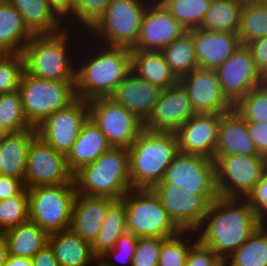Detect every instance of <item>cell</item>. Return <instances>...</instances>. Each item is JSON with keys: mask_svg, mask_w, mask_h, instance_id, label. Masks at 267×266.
I'll use <instances>...</instances> for the list:
<instances>
[{"mask_svg": "<svg viewBox=\"0 0 267 266\" xmlns=\"http://www.w3.org/2000/svg\"><path fill=\"white\" fill-rule=\"evenodd\" d=\"M88 105L89 118L112 147L129 148L144 129L143 122L111 97L90 100Z\"/></svg>", "mask_w": 267, "mask_h": 266, "instance_id": "7c38bea8", "label": "cell"}, {"mask_svg": "<svg viewBox=\"0 0 267 266\" xmlns=\"http://www.w3.org/2000/svg\"><path fill=\"white\" fill-rule=\"evenodd\" d=\"M246 125L258 154L267 159V122H246Z\"/></svg>", "mask_w": 267, "mask_h": 266, "instance_id": "681fc988", "label": "cell"}, {"mask_svg": "<svg viewBox=\"0 0 267 266\" xmlns=\"http://www.w3.org/2000/svg\"><path fill=\"white\" fill-rule=\"evenodd\" d=\"M186 30L156 0H152L144 12L141 30L131 50L162 51Z\"/></svg>", "mask_w": 267, "mask_h": 266, "instance_id": "ac0fdd59", "label": "cell"}, {"mask_svg": "<svg viewBox=\"0 0 267 266\" xmlns=\"http://www.w3.org/2000/svg\"><path fill=\"white\" fill-rule=\"evenodd\" d=\"M101 46L102 44L96 46L98 52L94 48L93 56L85 57L88 58L85 59L86 62L82 61L75 69L76 96L88 102L96 98L111 97L117 86L132 71L131 49Z\"/></svg>", "mask_w": 267, "mask_h": 266, "instance_id": "7a4b0ae2", "label": "cell"}, {"mask_svg": "<svg viewBox=\"0 0 267 266\" xmlns=\"http://www.w3.org/2000/svg\"><path fill=\"white\" fill-rule=\"evenodd\" d=\"M164 240L156 237H140L131 266H158Z\"/></svg>", "mask_w": 267, "mask_h": 266, "instance_id": "ee69618b", "label": "cell"}, {"mask_svg": "<svg viewBox=\"0 0 267 266\" xmlns=\"http://www.w3.org/2000/svg\"><path fill=\"white\" fill-rule=\"evenodd\" d=\"M150 3L146 0H111L104 16L90 30L96 36L95 42L99 43L97 38H103L100 41L102 45L132 49L140 35L142 18Z\"/></svg>", "mask_w": 267, "mask_h": 266, "instance_id": "9c48e42d", "label": "cell"}, {"mask_svg": "<svg viewBox=\"0 0 267 266\" xmlns=\"http://www.w3.org/2000/svg\"><path fill=\"white\" fill-rule=\"evenodd\" d=\"M195 231H189L190 236L194 239L193 245L187 255L185 266H221L224 261L216 254V252L210 247L202 244L196 235Z\"/></svg>", "mask_w": 267, "mask_h": 266, "instance_id": "f6af8a7d", "label": "cell"}, {"mask_svg": "<svg viewBox=\"0 0 267 266\" xmlns=\"http://www.w3.org/2000/svg\"><path fill=\"white\" fill-rule=\"evenodd\" d=\"M257 155L246 121L233 109L222 114L214 158L225 155Z\"/></svg>", "mask_w": 267, "mask_h": 266, "instance_id": "cb8c5ba5", "label": "cell"}, {"mask_svg": "<svg viewBox=\"0 0 267 266\" xmlns=\"http://www.w3.org/2000/svg\"><path fill=\"white\" fill-rule=\"evenodd\" d=\"M122 200L126 209L127 232L136 237L168 239L182 231L152 189H131Z\"/></svg>", "mask_w": 267, "mask_h": 266, "instance_id": "52a82bcc", "label": "cell"}, {"mask_svg": "<svg viewBox=\"0 0 267 266\" xmlns=\"http://www.w3.org/2000/svg\"><path fill=\"white\" fill-rule=\"evenodd\" d=\"M1 152H2V150H1V142H0V165H1V161H2V155H1Z\"/></svg>", "mask_w": 267, "mask_h": 266, "instance_id": "680465c9", "label": "cell"}, {"mask_svg": "<svg viewBox=\"0 0 267 266\" xmlns=\"http://www.w3.org/2000/svg\"><path fill=\"white\" fill-rule=\"evenodd\" d=\"M88 118V101L77 97L67 107L56 111L37 127V135L55 151L67 155Z\"/></svg>", "mask_w": 267, "mask_h": 266, "instance_id": "5bb4252c", "label": "cell"}, {"mask_svg": "<svg viewBox=\"0 0 267 266\" xmlns=\"http://www.w3.org/2000/svg\"><path fill=\"white\" fill-rule=\"evenodd\" d=\"M195 113L224 114L234 109L226 98L215 70L196 68L179 79Z\"/></svg>", "mask_w": 267, "mask_h": 266, "instance_id": "2e32d148", "label": "cell"}, {"mask_svg": "<svg viewBox=\"0 0 267 266\" xmlns=\"http://www.w3.org/2000/svg\"><path fill=\"white\" fill-rule=\"evenodd\" d=\"M36 135V129H28L9 132L4 136L1 141L0 175L24 182L29 145Z\"/></svg>", "mask_w": 267, "mask_h": 266, "instance_id": "4316f807", "label": "cell"}, {"mask_svg": "<svg viewBox=\"0 0 267 266\" xmlns=\"http://www.w3.org/2000/svg\"><path fill=\"white\" fill-rule=\"evenodd\" d=\"M125 232H127L126 209L124 201L119 199L109 207L99 233L91 243L94 256L100 259L116 245L117 239Z\"/></svg>", "mask_w": 267, "mask_h": 266, "instance_id": "1f68e13d", "label": "cell"}, {"mask_svg": "<svg viewBox=\"0 0 267 266\" xmlns=\"http://www.w3.org/2000/svg\"><path fill=\"white\" fill-rule=\"evenodd\" d=\"M0 121L8 132L35 129L29 125L24 116L18 89L0 94Z\"/></svg>", "mask_w": 267, "mask_h": 266, "instance_id": "74e56055", "label": "cell"}, {"mask_svg": "<svg viewBox=\"0 0 267 266\" xmlns=\"http://www.w3.org/2000/svg\"><path fill=\"white\" fill-rule=\"evenodd\" d=\"M68 27L54 34L33 35L25 45V72L46 80L75 81V66L69 53ZM69 38V39H68ZM71 54V55H70ZM75 65V66H73Z\"/></svg>", "mask_w": 267, "mask_h": 266, "instance_id": "5b68a950", "label": "cell"}, {"mask_svg": "<svg viewBox=\"0 0 267 266\" xmlns=\"http://www.w3.org/2000/svg\"><path fill=\"white\" fill-rule=\"evenodd\" d=\"M74 183L73 173L67 165L66 155L55 151L41 137L36 135L29 145L25 188L40 185Z\"/></svg>", "mask_w": 267, "mask_h": 266, "instance_id": "4fadbf2b", "label": "cell"}, {"mask_svg": "<svg viewBox=\"0 0 267 266\" xmlns=\"http://www.w3.org/2000/svg\"><path fill=\"white\" fill-rule=\"evenodd\" d=\"M9 255L8 244L3 235H0V266H4Z\"/></svg>", "mask_w": 267, "mask_h": 266, "instance_id": "11a10c76", "label": "cell"}, {"mask_svg": "<svg viewBox=\"0 0 267 266\" xmlns=\"http://www.w3.org/2000/svg\"><path fill=\"white\" fill-rule=\"evenodd\" d=\"M162 90L131 71L117 86L111 98L145 123L152 114Z\"/></svg>", "mask_w": 267, "mask_h": 266, "instance_id": "7402d4cb", "label": "cell"}, {"mask_svg": "<svg viewBox=\"0 0 267 266\" xmlns=\"http://www.w3.org/2000/svg\"><path fill=\"white\" fill-rule=\"evenodd\" d=\"M244 0H212L200 28L217 32H238Z\"/></svg>", "mask_w": 267, "mask_h": 266, "instance_id": "d6a6232c", "label": "cell"}, {"mask_svg": "<svg viewBox=\"0 0 267 266\" xmlns=\"http://www.w3.org/2000/svg\"><path fill=\"white\" fill-rule=\"evenodd\" d=\"M29 194L25 188L20 194L0 201V233L29 219Z\"/></svg>", "mask_w": 267, "mask_h": 266, "instance_id": "f35d334b", "label": "cell"}, {"mask_svg": "<svg viewBox=\"0 0 267 266\" xmlns=\"http://www.w3.org/2000/svg\"><path fill=\"white\" fill-rule=\"evenodd\" d=\"M161 52L166 63L178 79L198 68L192 33L189 30L176 38Z\"/></svg>", "mask_w": 267, "mask_h": 266, "instance_id": "e575fe53", "label": "cell"}, {"mask_svg": "<svg viewBox=\"0 0 267 266\" xmlns=\"http://www.w3.org/2000/svg\"><path fill=\"white\" fill-rule=\"evenodd\" d=\"M234 110L246 122H267V84L252 89L234 105Z\"/></svg>", "mask_w": 267, "mask_h": 266, "instance_id": "ab89813d", "label": "cell"}, {"mask_svg": "<svg viewBox=\"0 0 267 266\" xmlns=\"http://www.w3.org/2000/svg\"><path fill=\"white\" fill-rule=\"evenodd\" d=\"M254 61L257 71L266 79L267 77V36L253 40L246 44Z\"/></svg>", "mask_w": 267, "mask_h": 266, "instance_id": "c3c4849f", "label": "cell"}, {"mask_svg": "<svg viewBox=\"0 0 267 266\" xmlns=\"http://www.w3.org/2000/svg\"><path fill=\"white\" fill-rule=\"evenodd\" d=\"M192 33L198 68L216 70L240 46L236 32H217L194 28Z\"/></svg>", "mask_w": 267, "mask_h": 266, "instance_id": "44dd1931", "label": "cell"}, {"mask_svg": "<svg viewBox=\"0 0 267 266\" xmlns=\"http://www.w3.org/2000/svg\"><path fill=\"white\" fill-rule=\"evenodd\" d=\"M4 266H32V260L27 257L9 254Z\"/></svg>", "mask_w": 267, "mask_h": 266, "instance_id": "db71d44e", "label": "cell"}, {"mask_svg": "<svg viewBox=\"0 0 267 266\" xmlns=\"http://www.w3.org/2000/svg\"><path fill=\"white\" fill-rule=\"evenodd\" d=\"M218 195L246 199L267 173V159L257 155H225L213 158Z\"/></svg>", "mask_w": 267, "mask_h": 266, "instance_id": "30bf717a", "label": "cell"}, {"mask_svg": "<svg viewBox=\"0 0 267 266\" xmlns=\"http://www.w3.org/2000/svg\"><path fill=\"white\" fill-rule=\"evenodd\" d=\"M128 151L131 188L152 189L179 153L177 136L144 128Z\"/></svg>", "mask_w": 267, "mask_h": 266, "instance_id": "3957f363", "label": "cell"}, {"mask_svg": "<svg viewBox=\"0 0 267 266\" xmlns=\"http://www.w3.org/2000/svg\"><path fill=\"white\" fill-rule=\"evenodd\" d=\"M263 222L246 199L218 196L195 232L202 244L225 261Z\"/></svg>", "mask_w": 267, "mask_h": 266, "instance_id": "6da1fadb", "label": "cell"}, {"mask_svg": "<svg viewBox=\"0 0 267 266\" xmlns=\"http://www.w3.org/2000/svg\"><path fill=\"white\" fill-rule=\"evenodd\" d=\"M265 224H267L266 221L260 224L249 239L224 261L226 266H267V226Z\"/></svg>", "mask_w": 267, "mask_h": 266, "instance_id": "836d02e7", "label": "cell"}, {"mask_svg": "<svg viewBox=\"0 0 267 266\" xmlns=\"http://www.w3.org/2000/svg\"><path fill=\"white\" fill-rule=\"evenodd\" d=\"M2 235L7 241L9 254L30 259L48 244V234L30 219Z\"/></svg>", "mask_w": 267, "mask_h": 266, "instance_id": "4dcf8cb0", "label": "cell"}, {"mask_svg": "<svg viewBox=\"0 0 267 266\" xmlns=\"http://www.w3.org/2000/svg\"><path fill=\"white\" fill-rule=\"evenodd\" d=\"M264 5L267 6V0H260Z\"/></svg>", "mask_w": 267, "mask_h": 266, "instance_id": "91938a15", "label": "cell"}, {"mask_svg": "<svg viewBox=\"0 0 267 266\" xmlns=\"http://www.w3.org/2000/svg\"><path fill=\"white\" fill-rule=\"evenodd\" d=\"M48 245L60 266H89L97 260L91 244L82 240L71 228L49 234Z\"/></svg>", "mask_w": 267, "mask_h": 266, "instance_id": "83f0119b", "label": "cell"}, {"mask_svg": "<svg viewBox=\"0 0 267 266\" xmlns=\"http://www.w3.org/2000/svg\"><path fill=\"white\" fill-rule=\"evenodd\" d=\"M189 231H181L178 235L165 239L162 242L158 266H185L190 247L187 243L190 237L185 234ZM187 240H186V238Z\"/></svg>", "mask_w": 267, "mask_h": 266, "instance_id": "b9f144b4", "label": "cell"}, {"mask_svg": "<svg viewBox=\"0 0 267 266\" xmlns=\"http://www.w3.org/2000/svg\"><path fill=\"white\" fill-rule=\"evenodd\" d=\"M131 69L137 76L161 89L179 82L161 51L131 50Z\"/></svg>", "mask_w": 267, "mask_h": 266, "instance_id": "f1b7e54d", "label": "cell"}, {"mask_svg": "<svg viewBox=\"0 0 267 266\" xmlns=\"http://www.w3.org/2000/svg\"><path fill=\"white\" fill-rule=\"evenodd\" d=\"M215 71L223 94L233 105L252 89L265 83L246 45H241Z\"/></svg>", "mask_w": 267, "mask_h": 266, "instance_id": "9a60e30c", "label": "cell"}, {"mask_svg": "<svg viewBox=\"0 0 267 266\" xmlns=\"http://www.w3.org/2000/svg\"><path fill=\"white\" fill-rule=\"evenodd\" d=\"M110 1L111 0H75L71 11L66 16L69 19V15H71L74 22L79 21V24L85 25L81 26V29L84 27L86 30H91L104 16ZM75 18H77L76 20L78 21H76Z\"/></svg>", "mask_w": 267, "mask_h": 266, "instance_id": "7bdbcfd3", "label": "cell"}, {"mask_svg": "<svg viewBox=\"0 0 267 266\" xmlns=\"http://www.w3.org/2000/svg\"><path fill=\"white\" fill-rule=\"evenodd\" d=\"M7 1L21 14L26 27L33 35L54 34L67 26V21L47 0Z\"/></svg>", "mask_w": 267, "mask_h": 266, "instance_id": "d4e9b609", "label": "cell"}, {"mask_svg": "<svg viewBox=\"0 0 267 266\" xmlns=\"http://www.w3.org/2000/svg\"><path fill=\"white\" fill-rule=\"evenodd\" d=\"M76 195L122 199L131 190L129 151L111 147L73 174Z\"/></svg>", "mask_w": 267, "mask_h": 266, "instance_id": "277c9868", "label": "cell"}, {"mask_svg": "<svg viewBox=\"0 0 267 266\" xmlns=\"http://www.w3.org/2000/svg\"><path fill=\"white\" fill-rule=\"evenodd\" d=\"M195 113L188 93L183 85L177 84L163 89L153 112L144 123V128L154 132H173Z\"/></svg>", "mask_w": 267, "mask_h": 266, "instance_id": "d6986e66", "label": "cell"}, {"mask_svg": "<svg viewBox=\"0 0 267 266\" xmlns=\"http://www.w3.org/2000/svg\"><path fill=\"white\" fill-rule=\"evenodd\" d=\"M139 237H136L133 233L125 232L122 234L116 242V245L108 252H106L103 256H101V261H110L111 257H117L116 260L119 262H124L125 264H130L128 266L132 265L133 255L135 253L137 244H138ZM120 253V254H119ZM124 255L126 259L119 258L118 256ZM110 257V258H109ZM107 258V259H106ZM119 258V259H118ZM123 260V261H122Z\"/></svg>", "mask_w": 267, "mask_h": 266, "instance_id": "bcb514c9", "label": "cell"}, {"mask_svg": "<svg viewBox=\"0 0 267 266\" xmlns=\"http://www.w3.org/2000/svg\"><path fill=\"white\" fill-rule=\"evenodd\" d=\"M24 189L23 181L0 175V201L18 195Z\"/></svg>", "mask_w": 267, "mask_h": 266, "instance_id": "f907efd6", "label": "cell"}, {"mask_svg": "<svg viewBox=\"0 0 267 266\" xmlns=\"http://www.w3.org/2000/svg\"><path fill=\"white\" fill-rule=\"evenodd\" d=\"M115 201L111 197L76 195L72 204L70 228L91 244L99 233L109 207Z\"/></svg>", "mask_w": 267, "mask_h": 266, "instance_id": "603a6c76", "label": "cell"}, {"mask_svg": "<svg viewBox=\"0 0 267 266\" xmlns=\"http://www.w3.org/2000/svg\"><path fill=\"white\" fill-rule=\"evenodd\" d=\"M48 3L66 20L75 0H47Z\"/></svg>", "mask_w": 267, "mask_h": 266, "instance_id": "f5cc1de1", "label": "cell"}, {"mask_svg": "<svg viewBox=\"0 0 267 266\" xmlns=\"http://www.w3.org/2000/svg\"><path fill=\"white\" fill-rule=\"evenodd\" d=\"M186 31L199 28L212 0H156Z\"/></svg>", "mask_w": 267, "mask_h": 266, "instance_id": "8d00e7d4", "label": "cell"}, {"mask_svg": "<svg viewBox=\"0 0 267 266\" xmlns=\"http://www.w3.org/2000/svg\"><path fill=\"white\" fill-rule=\"evenodd\" d=\"M33 34L21 14L7 1L0 3V54L23 53Z\"/></svg>", "mask_w": 267, "mask_h": 266, "instance_id": "f546056e", "label": "cell"}, {"mask_svg": "<svg viewBox=\"0 0 267 266\" xmlns=\"http://www.w3.org/2000/svg\"><path fill=\"white\" fill-rule=\"evenodd\" d=\"M252 209L266 221L267 216V173L254 186L251 193L246 197Z\"/></svg>", "mask_w": 267, "mask_h": 266, "instance_id": "7dc6e473", "label": "cell"}, {"mask_svg": "<svg viewBox=\"0 0 267 266\" xmlns=\"http://www.w3.org/2000/svg\"><path fill=\"white\" fill-rule=\"evenodd\" d=\"M169 217L182 231H195L203 222L209 205L219 195H197L191 190L152 189Z\"/></svg>", "mask_w": 267, "mask_h": 266, "instance_id": "e0dca14e", "label": "cell"}, {"mask_svg": "<svg viewBox=\"0 0 267 266\" xmlns=\"http://www.w3.org/2000/svg\"><path fill=\"white\" fill-rule=\"evenodd\" d=\"M237 34L241 45L267 36V6L260 0L244 2Z\"/></svg>", "mask_w": 267, "mask_h": 266, "instance_id": "d590c367", "label": "cell"}, {"mask_svg": "<svg viewBox=\"0 0 267 266\" xmlns=\"http://www.w3.org/2000/svg\"><path fill=\"white\" fill-rule=\"evenodd\" d=\"M9 132L3 127L1 121H0V142L4 138L5 135H7Z\"/></svg>", "mask_w": 267, "mask_h": 266, "instance_id": "6f0895ef", "label": "cell"}, {"mask_svg": "<svg viewBox=\"0 0 267 266\" xmlns=\"http://www.w3.org/2000/svg\"><path fill=\"white\" fill-rule=\"evenodd\" d=\"M28 194L29 219L48 235L71 227L74 183L35 186Z\"/></svg>", "mask_w": 267, "mask_h": 266, "instance_id": "ba28073f", "label": "cell"}, {"mask_svg": "<svg viewBox=\"0 0 267 266\" xmlns=\"http://www.w3.org/2000/svg\"><path fill=\"white\" fill-rule=\"evenodd\" d=\"M111 147L102 131L88 118L66 155L69 170L74 174L81 167L94 162Z\"/></svg>", "mask_w": 267, "mask_h": 266, "instance_id": "484cf974", "label": "cell"}, {"mask_svg": "<svg viewBox=\"0 0 267 266\" xmlns=\"http://www.w3.org/2000/svg\"><path fill=\"white\" fill-rule=\"evenodd\" d=\"M222 114L196 113L175 132L179 153L214 158Z\"/></svg>", "mask_w": 267, "mask_h": 266, "instance_id": "ffe728a7", "label": "cell"}, {"mask_svg": "<svg viewBox=\"0 0 267 266\" xmlns=\"http://www.w3.org/2000/svg\"><path fill=\"white\" fill-rule=\"evenodd\" d=\"M31 260L32 266H60L53 250L48 244L38 251Z\"/></svg>", "mask_w": 267, "mask_h": 266, "instance_id": "816d5d0a", "label": "cell"}, {"mask_svg": "<svg viewBox=\"0 0 267 266\" xmlns=\"http://www.w3.org/2000/svg\"><path fill=\"white\" fill-rule=\"evenodd\" d=\"M95 262H97V265L96 266H120V265H115L112 262L101 261L100 259H97Z\"/></svg>", "mask_w": 267, "mask_h": 266, "instance_id": "9f6ffc18", "label": "cell"}, {"mask_svg": "<svg viewBox=\"0 0 267 266\" xmlns=\"http://www.w3.org/2000/svg\"><path fill=\"white\" fill-rule=\"evenodd\" d=\"M18 91L24 116L35 129L53 113L67 107L77 98L75 81L40 79L26 72L22 75Z\"/></svg>", "mask_w": 267, "mask_h": 266, "instance_id": "8992f818", "label": "cell"}, {"mask_svg": "<svg viewBox=\"0 0 267 266\" xmlns=\"http://www.w3.org/2000/svg\"><path fill=\"white\" fill-rule=\"evenodd\" d=\"M152 189H182L197 195H218L214 161L199 154L178 153L162 181Z\"/></svg>", "mask_w": 267, "mask_h": 266, "instance_id": "8fae6325", "label": "cell"}, {"mask_svg": "<svg viewBox=\"0 0 267 266\" xmlns=\"http://www.w3.org/2000/svg\"><path fill=\"white\" fill-rule=\"evenodd\" d=\"M24 72L23 53L0 54V94L17 90Z\"/></svg>", "mask_w": 267, "mask_h": 266, "instance_id": "60d3db41", "label": "cell"}]
</instances>
